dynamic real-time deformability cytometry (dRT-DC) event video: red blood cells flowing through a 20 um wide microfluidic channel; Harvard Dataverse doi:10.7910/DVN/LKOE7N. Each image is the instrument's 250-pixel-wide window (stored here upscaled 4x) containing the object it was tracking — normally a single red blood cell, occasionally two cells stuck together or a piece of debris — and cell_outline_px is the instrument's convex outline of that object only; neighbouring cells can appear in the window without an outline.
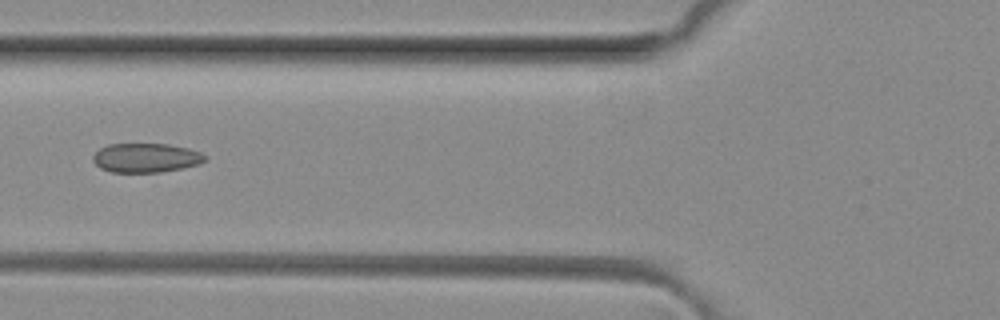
{"species": "common noctule bat (a hibernating species)", "species_latin": "Nyctalus noctula", "temperature_condition": "room temperature", "stored_images_in_passage": 2, "camera_frame_rate_fps": 3000, "um_per_image_px": 0.085, "animal": {"sex": "female", "body_mass_g": 29.2, "forearm_length_mm": 56.3}, "frame": {"image": 1, "passage_image": 2, "time_ms": 0.333, "image_size_px": [1000, 320], "cell_outline_px": [[208, 160], [200, 164], [184, 168], [160, 172], [112, 172], [100, 168], [92, 160], [92, 156], [100, 148], [108, 144], [168, 144], [188, 148], [200, 152], [208, 156]], "centroid_in_image_um": [12.44, 13.42], "position_along_channel_um": 113.4, "area_um2": 19.25}}